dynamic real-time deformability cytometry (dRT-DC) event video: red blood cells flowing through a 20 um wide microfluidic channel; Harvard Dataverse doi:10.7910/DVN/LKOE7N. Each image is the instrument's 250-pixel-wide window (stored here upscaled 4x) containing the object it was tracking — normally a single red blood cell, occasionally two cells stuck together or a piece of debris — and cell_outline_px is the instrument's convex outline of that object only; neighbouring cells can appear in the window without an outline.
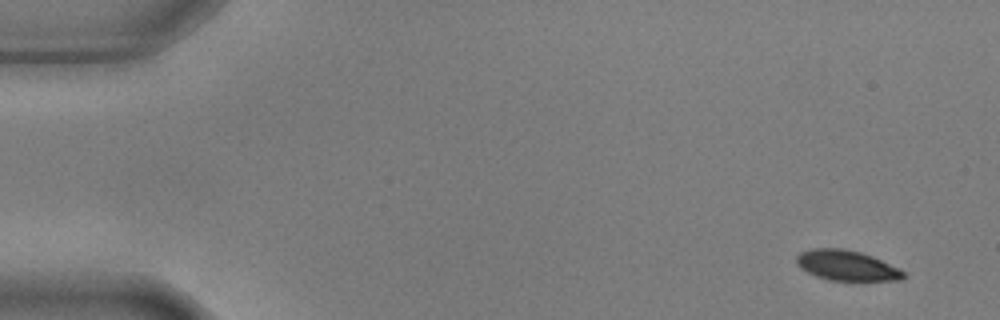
{"species": "common noctule bat (a hibernating species)", "species_latin": "Nyctalus noctula", "temperature_condition": "warm", "stored_images_in_passage": 7, "camera_frame_rate_fps": 3000, "um_per_image_px": 0.085, "animal": {"sex": "male", "body_mass_g": 17.9, "forearm_length_mm": 54.2}, "frame": {"image": 1, "passage_image": 1, "time_ms": 0.0, "image_size_px": [1000, 320], "cell_outline_px": [[904, 276], [900, 280], [828, 280], [816, 276], [800, 268], [796, 264], [796, 256], [800, 252], [812, 248], [844, 248], [860, 252], [872, 256], [900, 268], [904, 272]], "centroid_in_image_um": [71.93, 22.55], "position_along_channel_um": 13.1, "area_um2": 18.84}}
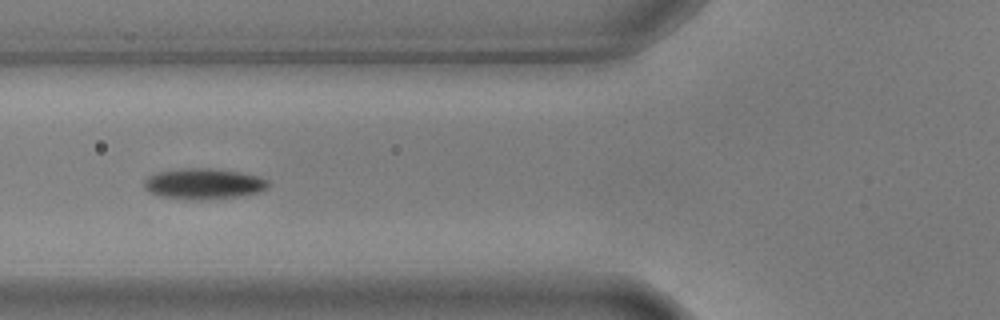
{"frame": {"image": 2, "passage_image": 6, "time_ms": 1.667, "image_size_px": [1000, 320], "cell_outline_px": [[272, 184], [268, 188], [260, 192], [236, 196], [200, 200], [156, 196], [148, 192], [144, 188], [144, 180], [148, 176], [156, 172], [180, 168], [212, 168], [240, 172], [260, 176], [268, 180]], "centroid_in_image_um": [17.31, 15.61], "position_along_channel_um": 108.5, "area_um2": 22.54}}
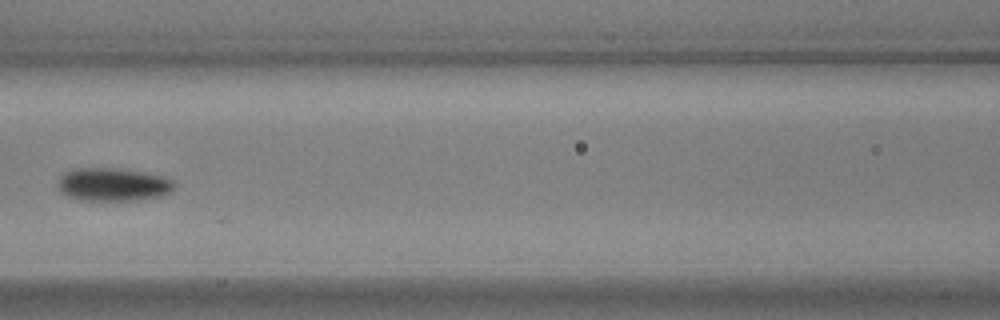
{"frame": {"image": 3, "passage_image": 7, "time_ms": 2.0, "image_size_px": [1000, 320], "cell_outline_px": [[176, 184], [172, 192], [160, 196], [140, 200], [80, 200], [68, 196], [60, 192], [56, 184], [56, 180], [64, 172], [72, 168], [116, 168], [144, 172], [164, 176], [172, 180]], "centroid_in_image_um": [9.58, 15.67], "position_along_channel_um": 157.0, "area_um2": 22.89}}